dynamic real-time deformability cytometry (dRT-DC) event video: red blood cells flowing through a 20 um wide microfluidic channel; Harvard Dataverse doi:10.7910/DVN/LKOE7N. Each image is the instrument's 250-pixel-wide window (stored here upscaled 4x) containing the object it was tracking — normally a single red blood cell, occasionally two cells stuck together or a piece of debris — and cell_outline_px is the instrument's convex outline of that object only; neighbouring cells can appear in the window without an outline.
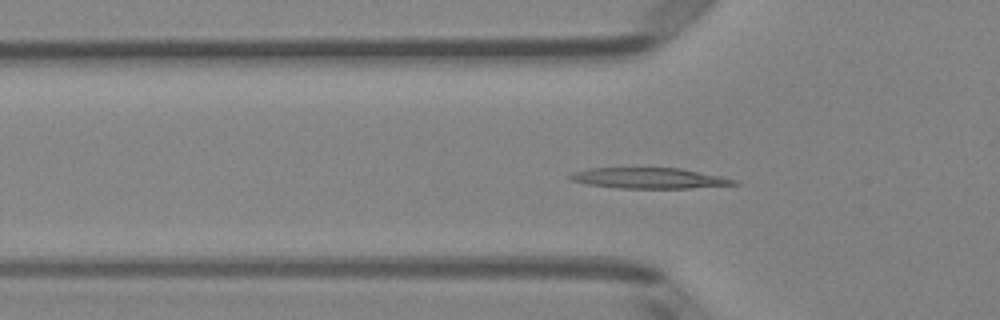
{"species": "Egyptian fruit bat (a non-hibernating species)", "species_latin": "Rousettus aegyptiacus", "temperature_condition": "room temperature", "stored_images_in_passage": 37, "camera_frame_rate_fps": 3000, "um_per_image_px": 0.085, "animal": {"sex": "female"}, "frame": {"image": 1, "passage_image": 2, "time_ms": 0.333, "image_size_px": [1000, 320], "cell_outline_px": [[740, 184], [692, 188], [620, 188], [588, 184], [572, 180], [568, 176], [572, 172], [588, 168], [680, 168], [720, 176], [736, 180]], "centroid_in_image_um": [55.18, 15.14], "position_along_channel_um": 70.6, "area_um2": 19.59}}
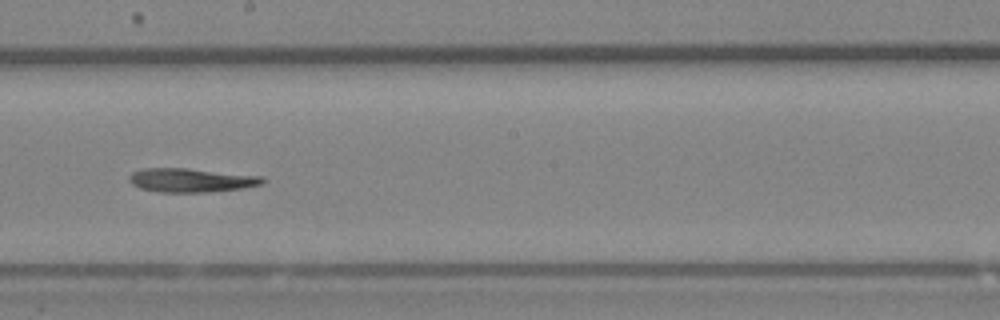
{"frame": {"image": 2, "passage_image": 14, "time_ms": 4.333, "image_size_px": [1000, 320], "cell_outline_px": [[268, 180], [264, 184], [244, 188], [204, 192], [156, 192], [140, 188], [132, 184], [128, 180], [128, 176], [132, 172], [140, 168], [184, 168], [264, 176]], "centroid_in_image_um": [16.26, 15.31], "position_along_channel_um": 231.9, "area_um2": 18.79}}
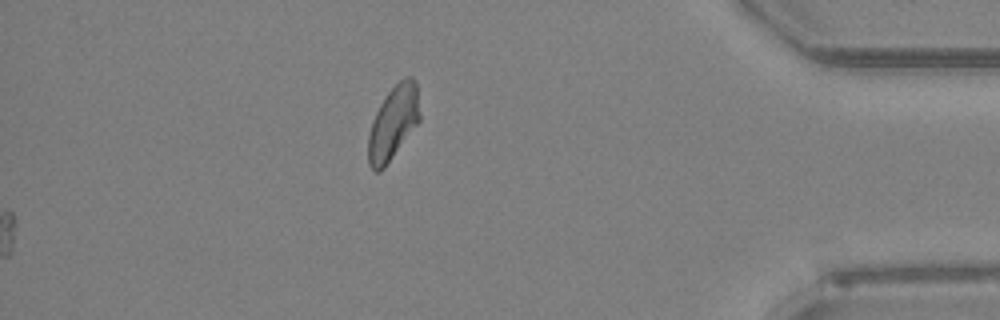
{"frame": {"image": 3, "passage_image": 37, "time_ms": 12.0, "image_size_px": [1000, 320], "cell_outline_px": [[420, 120], [384, 168], [380, 172], [376, 172], [368, 164], [368, 136], [372, 120], [380, 104], [388, 92], [404, 76], [412, 76], [416, 84], [420, 116]], "centroid_in_image_um": [33.41, 10.44], "position_along_channel_um": 401.8, "area_um2": 21.91}}